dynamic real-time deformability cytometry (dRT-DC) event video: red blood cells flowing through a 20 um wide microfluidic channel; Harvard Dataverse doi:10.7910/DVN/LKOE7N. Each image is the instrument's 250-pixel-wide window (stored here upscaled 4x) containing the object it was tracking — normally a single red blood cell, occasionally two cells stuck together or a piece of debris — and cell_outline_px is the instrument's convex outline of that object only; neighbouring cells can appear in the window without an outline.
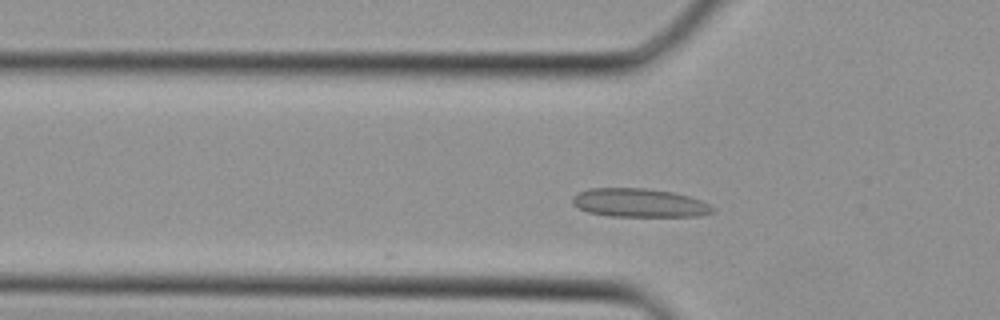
{"species": "Egyptian fruit bat (a non-hibernating species)", "species_latin": "Rousettus aegyptiacus", "temperature_condition": "cold", "stored_images_in_passage": 6, "camera_frame_rate_fps": 3000, "um_per_image_px": 0.085, "animal": {"sex": "female"}, "frame": {"image": 1, "passage_image": 6, "time_ms": 1.667, "image_size_px": [1000, 320], "cell_outline_px": [[716, 212], [700, 216], [612, 216], [588, 212], [572, 204], [572, 196], [588, 188], [648, 188], [672, 192], [688, 196], [700, 200], [716, 208]], "centroid_in_image_um": [54.36, 17.24], "position_along_channel_um": 71.4, "area_um2": 23.41}}